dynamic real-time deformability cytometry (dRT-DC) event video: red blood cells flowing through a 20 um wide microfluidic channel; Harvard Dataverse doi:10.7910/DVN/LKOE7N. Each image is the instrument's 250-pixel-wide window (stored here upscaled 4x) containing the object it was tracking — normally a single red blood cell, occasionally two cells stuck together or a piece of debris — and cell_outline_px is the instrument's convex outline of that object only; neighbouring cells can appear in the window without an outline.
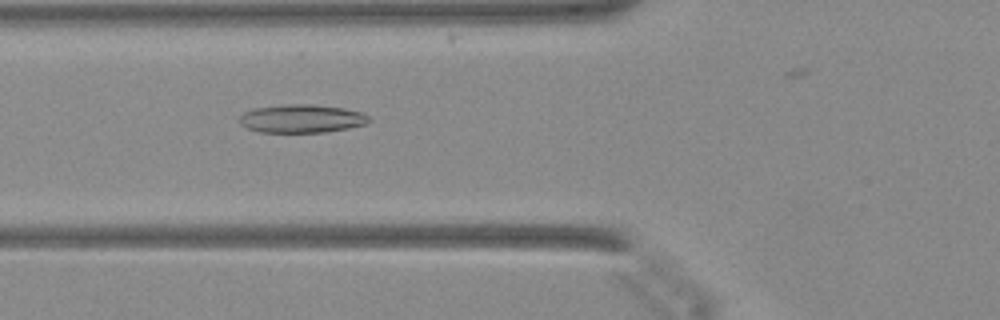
{"species": "Egyptian fruit bat (a non-hibernating species)", "species_latin": "Rousettus aegyptiacus", "temperature_condition": "warm", "stored_images_in_passage": 35, "camera_frame_rate_fps": 3000, "um_per_image_px": 0.085, "animal": {"sex": "female"}, "frame": {"image": 1, "passage_image": 8, "time_ms": 2.333, "image_size_px": [1000, 320], "cell_outline_px": [[372, 120], [364, 124], [348, 128], [324, 132], [260, 132], [248, 128], [240, 124], [240, 116], [244, 112], [256, 108], [284, 104], [312, 104], [344, 108], [364, 112]], "centroid_in_image_um": [25.67, 10.07], "position_along_channel_um": 100.1, "area_um2": 21.33}}
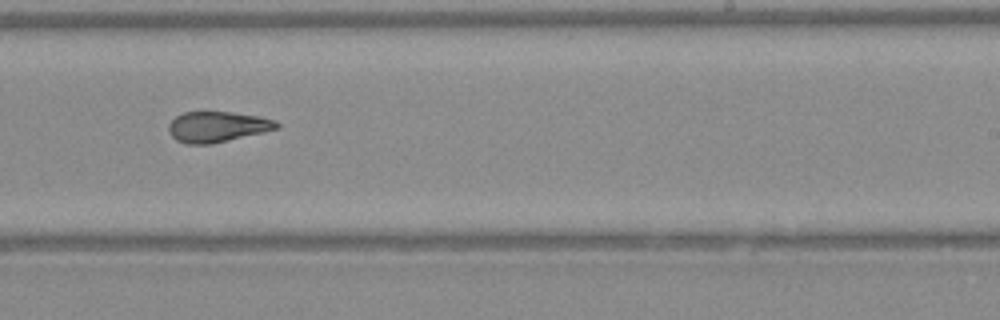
{"frame": {"image": 2, "passage_image": 20, "time_ms": 6.333, "image_size_px": [1000, 320], "cell_outline_px": [[280, 128], [264, 132], [212, 144], [188, 144], [176, 140], [168, 132], [168, 124], [176, 116], [184, 112], [232, 112], [260, 116], [276, 120], [280, 124]], "centroid_in_image_um": [18.49, 10.77], "position_along_channel_um": 270.5, "area_um2": 19.42}}
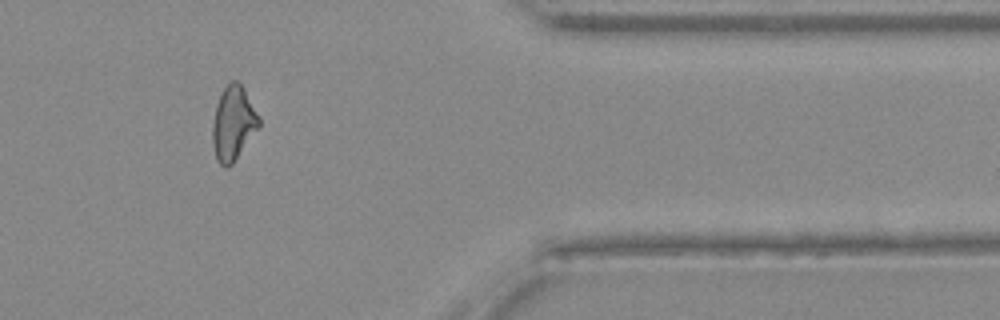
{"frame": {"image": 3, "passage_image": 30, "time_ms": 9.667, "image_size_px": [1000, 320], "cell_outline_px": [[260, 128], [232, 164], [228, 168], [224, 168], [216, 160], [212, 144], [212, 124], [216, 104], [224, 88], [232, 80], [236, 80], [244, 88], [260, 116]], "centroid_in_image_um": [19.84, 10.51], "position_along_channel_um": 391.6, "area_um2": 20.4}}